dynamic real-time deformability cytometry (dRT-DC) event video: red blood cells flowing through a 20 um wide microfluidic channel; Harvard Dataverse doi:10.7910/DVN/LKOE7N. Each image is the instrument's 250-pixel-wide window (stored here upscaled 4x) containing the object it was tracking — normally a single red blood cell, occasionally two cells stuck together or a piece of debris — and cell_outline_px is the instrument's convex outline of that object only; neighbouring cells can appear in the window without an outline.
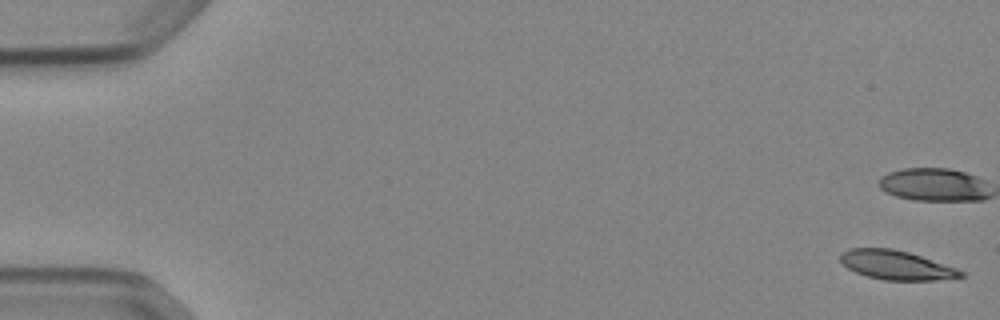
{"species": "Egyptian fruit bat (a non-hibernating species)", "species_latin": "Rousettus aegyptiacus", "temperature_condition": "cold", "stored_images_in_passage": 17, "camera_frame_rate_fps": 3000, "um_per_image_px": 0.085, "animal": {"sex": "female"}, "frame": {"image": 1, "passage_image": 1, "time_ms": 0.0, "image_size_px": [1000, 320], "cell_outline_px": [[964, 276], [936, 280], [884, 280], [868, 276], [856, 272], [848, 268], [840, 260], [840, 252], [848, 248], [892, 248], [908, 252], [956, 268], [964, 272]], "centroid_in_image_um": [76.15, 22.52], "position_along_channel_um": 8.9, "area_um2": 20.23}}